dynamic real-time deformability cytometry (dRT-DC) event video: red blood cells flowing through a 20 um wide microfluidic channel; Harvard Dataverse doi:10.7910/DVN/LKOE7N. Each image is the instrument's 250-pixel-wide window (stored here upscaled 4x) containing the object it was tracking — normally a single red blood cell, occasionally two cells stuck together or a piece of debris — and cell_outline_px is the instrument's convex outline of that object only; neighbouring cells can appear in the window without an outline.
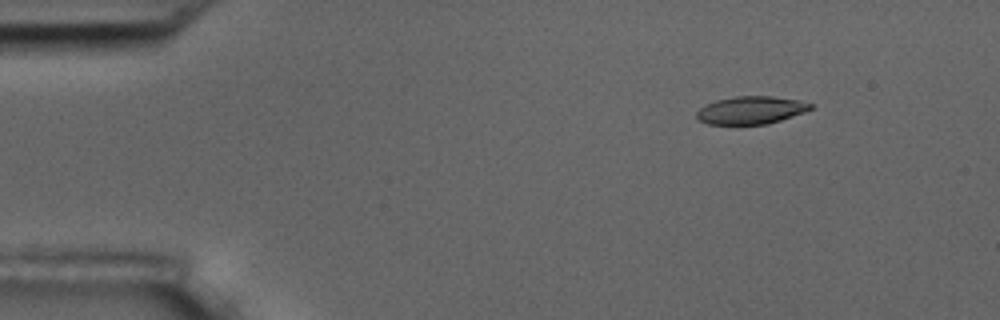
{"species": "common noctule bat (a hibernating species)", "species_latin": "Nyctalus noctula", "temperature_condition": "room temperature", "stored_images_in_passage": 6, "camera_frame_rate_fps": 3000, "um_per_image_px": 0.085, "animal": {"sex": "male", "body_mass_g": 17.5, "forearm_length_mm": 52.3}, "frame": {"image": 1, "passage_image": 6, "time_ms": 6.667, "image_size_px": [1000, 320], "cell_outline_px": [[816, 108], [768, 124], [708, 124], [696, 120], [696, 112], [704, 104], [716, 100], [736, 96], [772, 96], [800, 100], [816, 104]], "centroid_in_image_um": [63.85, 9.36], "position_along_channel_um": 21.1, "area_um2": 18.73}}